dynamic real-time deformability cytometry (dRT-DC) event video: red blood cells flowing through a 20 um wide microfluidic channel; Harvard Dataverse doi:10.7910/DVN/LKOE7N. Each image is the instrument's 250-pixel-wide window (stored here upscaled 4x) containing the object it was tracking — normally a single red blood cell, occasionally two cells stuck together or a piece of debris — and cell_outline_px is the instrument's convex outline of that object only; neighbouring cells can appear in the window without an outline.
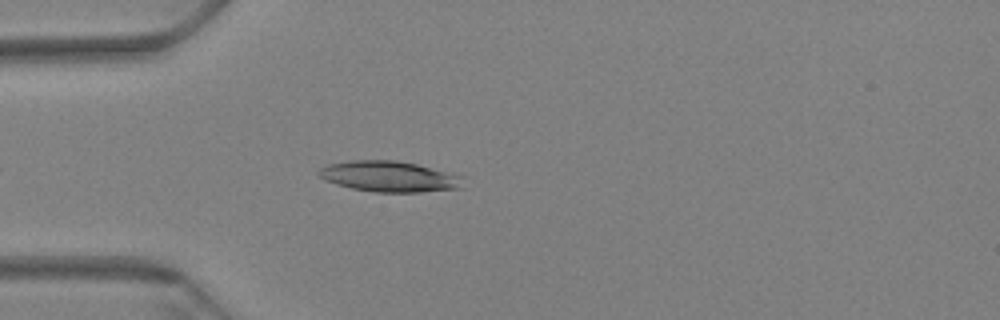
{"species": "Egyptian fruit bat (a non-hibernating species)", "species_latin": "Rousettus aegyptiacus", "temperature_condition": "warm", "stored_images_in_passage": 48, "camera_frame_rate_fps": 3000, "um_per_image_px": 0.085, "animal": {"sex": "female"}, "frame": {"image": 1, "passage_image": 7, "time_ms": 2.0, "image_size_px": [1000, 320], "cell_outline_px": [[468, 176], [460, 188], [420, 192], [376, 192], [352, 188], [336, 184], [324, 180], [316, 172], [320, 168], [328, 164], [352, 160], [396, 160], [416, 164]], "centroid_in_image_um": [33.14, 15.0], "position_along_channel_um": 51.9, "area_um2": 26.13}}
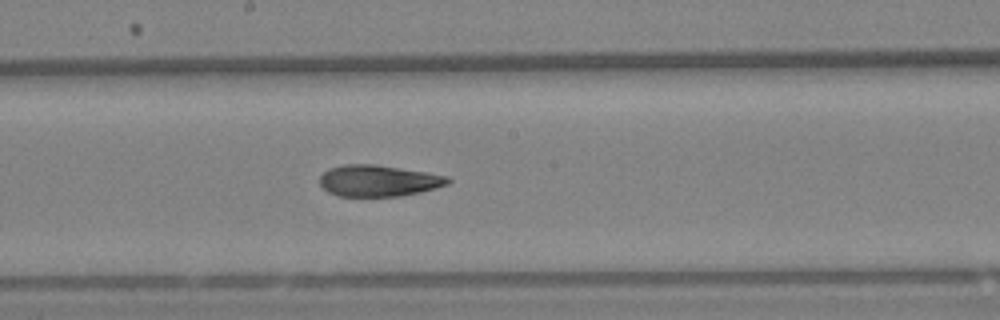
{"frame": {"image": 2, "passage_image": 23, "time_ms": 7.333, "image_size_px": [1000, 320], "cell_outline_px": [[452, 180], [448, 184], [436, 188], [420, 192], [400, 196], [336, 196], [328, 192], [320, 184], [320, 176], [328, 168], [344, 164], [372, 164], [428, 172], [448, 176]], "centroid_in_image_um": [32.17, 15.36], "position_along_channel_um": 216.0, "area_um2": 23.52}}
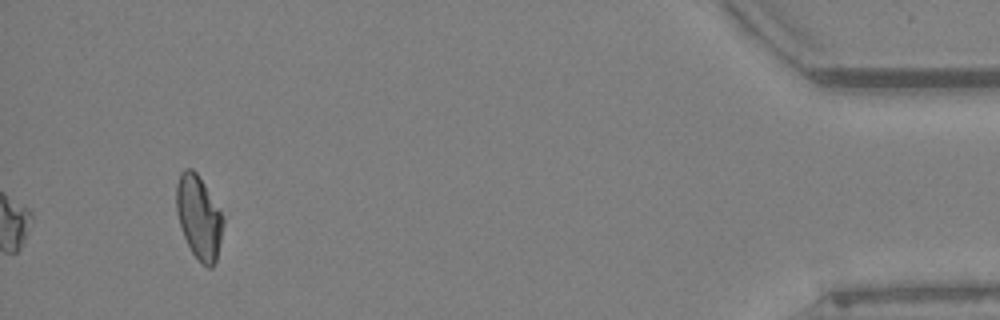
{"frame": {"image": 3, "passage_image": 48, "time_ms": 15.667, "image_size_px": [1000, 320], "cell_outline_px": [[224, 224], [216, 260], [212, 268], [208, 268], [192, 252], [184, 236], [176, 212], [176, 184], [180, 172], [184, 168], [192, 168], [196, 172], [204, 184], [220, 212], [224, 220]], "centroid_in_image_um": [16.88, 18.44], "position_along_channel_um": 418.3, "area_um2": 22.37}, "authors_computed_cell_mechanics": {"area_um2": 23.698, "velocity_mm_per_s": 3.2802, "shape_relaxation_time_tau1_ms": null, "shape_relaxation_time_tau2_ms": 6.2551, "deformation_change_tau1": null, "deformation_change_tau2": 0.1209}}